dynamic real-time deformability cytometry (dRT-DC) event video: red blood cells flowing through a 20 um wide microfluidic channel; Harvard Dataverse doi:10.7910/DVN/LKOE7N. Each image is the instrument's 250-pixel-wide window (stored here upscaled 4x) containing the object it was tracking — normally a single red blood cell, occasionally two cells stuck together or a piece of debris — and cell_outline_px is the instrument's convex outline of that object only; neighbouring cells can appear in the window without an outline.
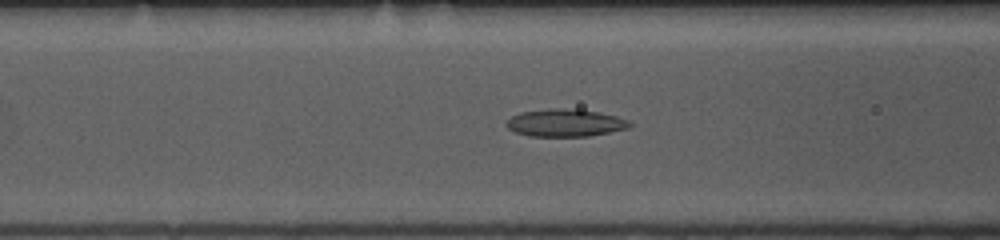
{"species": "common noctule bat (a hibernating species)", "species_latin": "Nyctalus noctula", "temperature_condition": "room temperature", "stored_images_in_passage": 32, "camera_frame_rate_fps": 3000, "um_per_image_px": 0.085, "animal": {"sex": "female", "body_mass_g": 10.0, "forearm_length_mm": 53.1}, "frame": {"image": 1, "passage_image": 6, "time_ms": 1.667, "image_size_px": [1000, 240], "cell_outline_px": [[632, 124], [628, 128], [588, 136], [528, 136], [516, 132], [508, 128], [504, 124], [512, 116], [520, 112], [548, 108], [560, 108], [596, 112], [616, 116], [628, 120]], "centroid_in_image_um": [48.0, 10.44], "position_along_channel_um": 118.6, "area_um2": 19.54}}
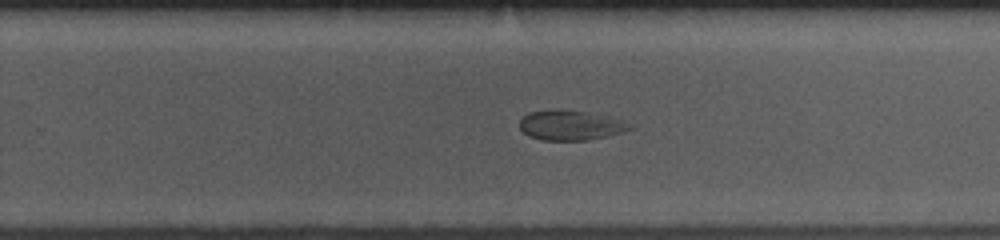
{"frame": {"image": 2, "passage_image": 19, "time_ms": 6.0, "image_size_px": [1000, 240], "cell_outline_px": [[632, 128], [620, 132], [588, 140], [540, 140], [528, 136], [520, 128], [520, 120], [528, 112], [556, 108], [584, 112], [620, 120]], "centroid_in_image_um": [48.36, 10.64], "position_along_channel_um": 281.4, "area_um2": 18.73}}
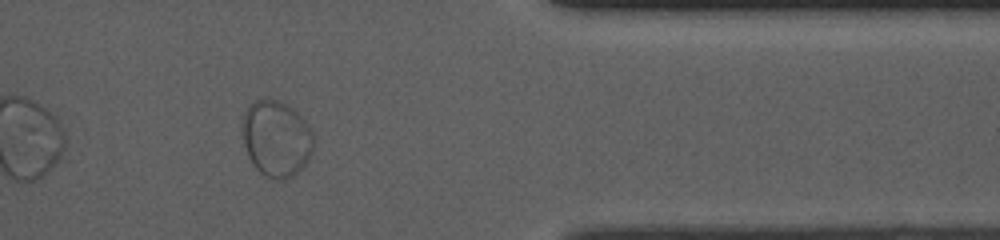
{"frame": {"image": 3, "passage_image": 29, "time_ms": 9.333, "image_size_px": [1000, 240], "cell_outline_px": [[316, 140], [304, 164], [292, 176], [284, 180], [272, 180], [260, 172], [252, 164], [248, 156], [244, 144], [244, 112], [248, 104], [256, 100], [280, 100], [292, 108], [304, 120], [312, 132]], "centroid_in_image_um": [23.49, 11.79], "position_along_channel_um": 387.9, "area_um2": 31.27}}